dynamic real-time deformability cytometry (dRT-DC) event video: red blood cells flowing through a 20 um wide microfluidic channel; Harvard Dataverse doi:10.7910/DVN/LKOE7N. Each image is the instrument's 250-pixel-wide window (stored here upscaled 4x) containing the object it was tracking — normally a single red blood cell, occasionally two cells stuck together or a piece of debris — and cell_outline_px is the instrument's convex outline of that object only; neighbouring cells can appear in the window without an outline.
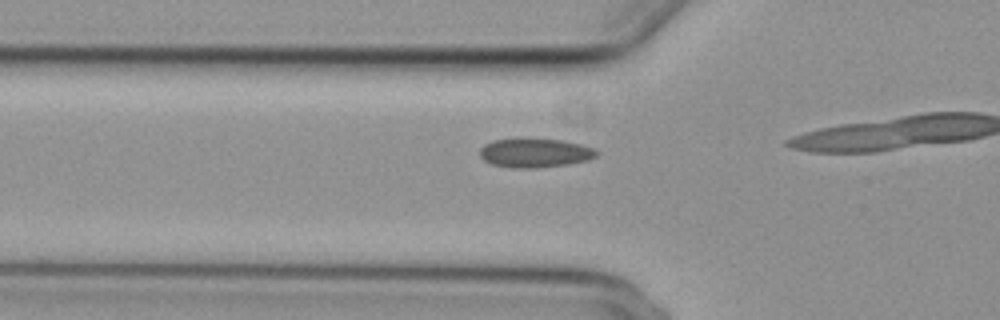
{"species": "common noctule bat (a hibernating species)", "species_latin": "Nyctalus noctula", "temperature_condition": "cold", "stored_images_in_passage": 19, "camera_frame_rate_fps": 3000, "um_per_image_px": 0.085, "animal": {"sex": "female", "body_mass_g": 29.2, "forearm_length_mm": 56.3}, "frame": {"image": 1, "passage_image": 15, "time_ms": 4.667, "image_size_px": [1000, 320], "cell_outline_px": [[600, 152], [596, 156], [588, 160], [568, 164], [536, 168], [512, 168], [492, 164], [484, 160], [480, 156], [480, 148], [484, 144], [492, 140], [564, 140], [596, 148]], "centroid_in_image_um": [45.5, 13.02], "position_along_channel_um": 80.3, "area_um2": 19.54}}
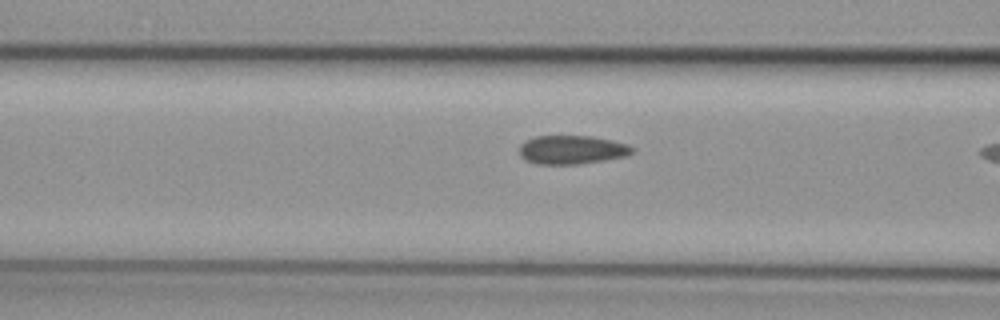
{"frame": {"image": 2, "passage_image": 18, "time_ms": 5.667, "image_size_px": [1000, 320], "cell_outline_px": [[636, 152], [628, 156], [604, 160], [576, 164], [536, 164], [524, 160], [520, 156], [520, 144], [524, 140], [536, 136], [592, 136], [612, 140], [628, 144], [636, 148]], "centroid_in_image_um": [48.64, 12.73], "position_along_channel_um": 118.0, "area_um2": 19.19}}